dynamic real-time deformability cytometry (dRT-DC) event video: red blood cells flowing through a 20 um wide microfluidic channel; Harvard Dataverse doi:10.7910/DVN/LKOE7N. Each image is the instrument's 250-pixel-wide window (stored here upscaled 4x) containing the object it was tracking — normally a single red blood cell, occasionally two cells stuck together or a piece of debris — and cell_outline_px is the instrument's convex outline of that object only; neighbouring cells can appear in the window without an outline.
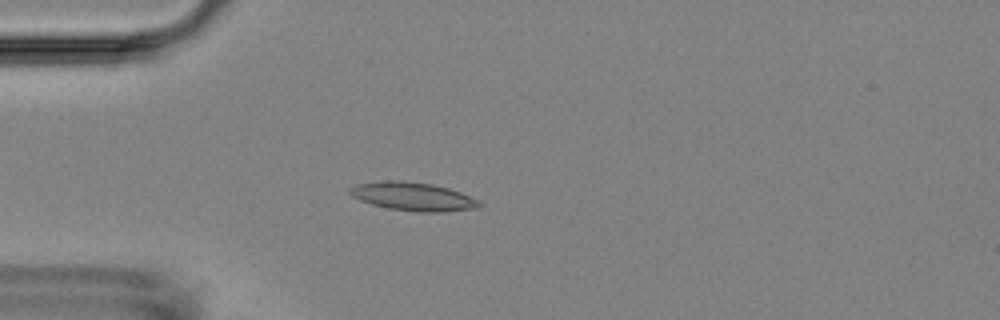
{"species": "Egyptian fruit bat (a non-hibernating species)", "species_latin": "Rousettus aegyptiacus", "temperature_condition": "room temperature", "stored_images_in_passage": 6, "camera_frame_rate_fps": 3000, "um_per_image_px": 0.085, "animal": {"sex": "female"}, "frame": {"image": 1, "passage_image": 5, "time_ms": 4.667, "image_size_px": [1000, 320], "cell_outline_px": [[480, 204], [476, 208], [440, 212], [416, 212], [388, 208], [372, 204], [360, 200], [352, 196], [348, 192], [348, 188], [356, 184], [384, 180], [404, 180], [432, 184], [448, 188], [460, 192], [480, 200]], "centroid_in_image_um": [35.07, 16.69], "position_along_channel_um": 49.9, "area_um2": 21.5}}